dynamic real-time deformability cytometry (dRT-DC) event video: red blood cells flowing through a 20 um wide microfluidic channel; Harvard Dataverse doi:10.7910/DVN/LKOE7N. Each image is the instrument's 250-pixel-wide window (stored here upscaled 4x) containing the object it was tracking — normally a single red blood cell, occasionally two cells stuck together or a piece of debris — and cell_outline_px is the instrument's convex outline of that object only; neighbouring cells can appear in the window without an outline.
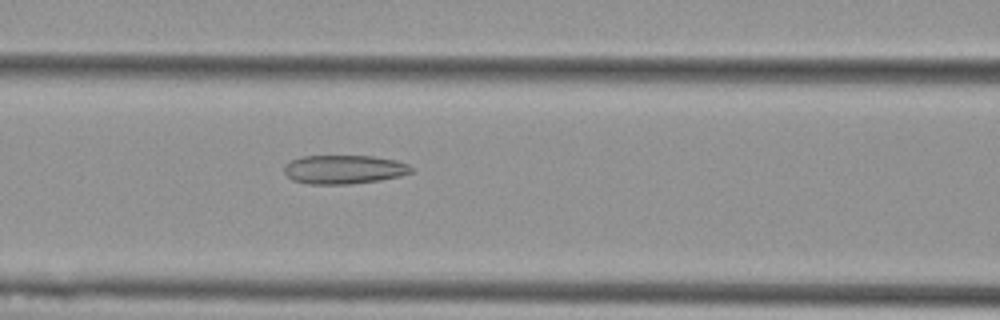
{"species": "Egyptian fruit bat (a non-hibernating species)", "species_latin": "Rousettus aegyptiacus", "temperature_condition": "cold", "stored_images_in_passage": 28, "camera_frame_rate_fps": 3000, "um_per_image_px": 0.085, "animal": {"sex": "female"}, "frame": {"image": 1, "passage_image": 23, "time_ms": 7.333, "image_size_px": [1000, 320], "cell_outline_px": [[416, 168], [412, 172], [400, 176], [380, 180], [352, 184], [308, 184], [292, 180], [284, 172], [284, 164], [292, 160], [304, 156], [372, 156], [396, 160], [408, 164]], "centroid_in_image_um": [29.26, 14.41], "position_along_channel_um": 137.3, "area_um2": 21.5}}
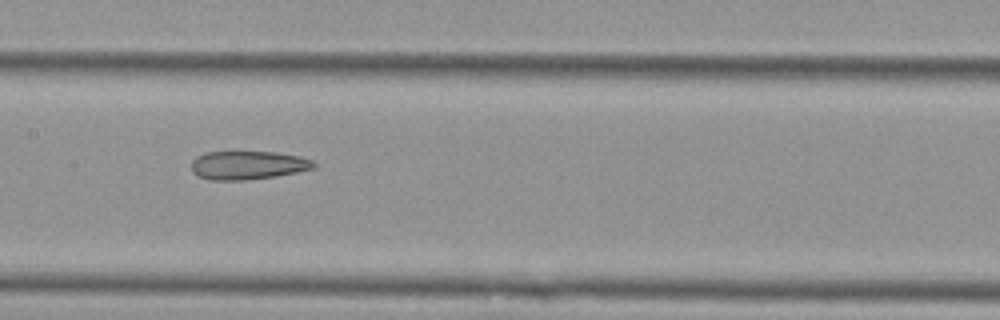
{"frame": {"image": 2, "passage_image": 27, "time_ms": 8.667, "image_size_px": [1000, 320], "cell_outline_px": [[316, 168], [276, 176], [248, 180], [208, 180], [196, 176], [192, 172], [192, 160], [196, 156], [208, 152], [232, 148], [276, 152], [300, 156], [312, 160], [316, 164]], "centroid_in_image_um": [21.02, 13.99], "position_along_channel_um": 186.4, "area_um2": 21.5}}